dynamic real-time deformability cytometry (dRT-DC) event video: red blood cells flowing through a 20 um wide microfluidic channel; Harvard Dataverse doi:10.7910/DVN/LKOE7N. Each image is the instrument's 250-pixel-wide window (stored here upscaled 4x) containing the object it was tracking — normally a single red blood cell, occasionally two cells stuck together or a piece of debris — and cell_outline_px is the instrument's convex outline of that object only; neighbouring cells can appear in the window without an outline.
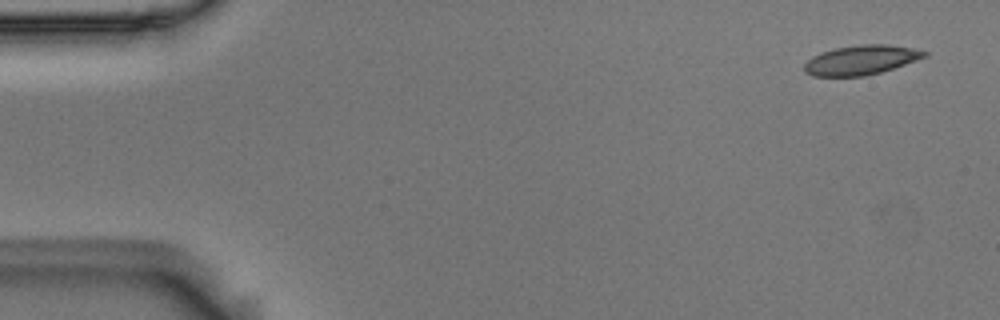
{"species": "Egyptian fruit bat (a non-hibernating species)", "species_latin": "Rousettus aegyptiacus", "temperature_condition": "room temperature", "stored_images_in_passage": 4, "camera_frame_rate_fps": 3000, "um_per_image_px": 0.085, "animal": {"sex": "male"}, "frame": {"image": 1, "passage_image": 1, "time_ms": 0.0, "image_size_px": [1000, 320], "cell_outline_px": [[928, 56], [880, 72], [864, 76], [812, 76], [804, 72], [804, 64], [812, 56], [836, 48], [860, 44], [888, 44], [912, 48], [928, 52]], "centroid_in_image_um": [73.18, 5.1], "position_along_channel_um": 11.8, "area_um2": 20.46}}
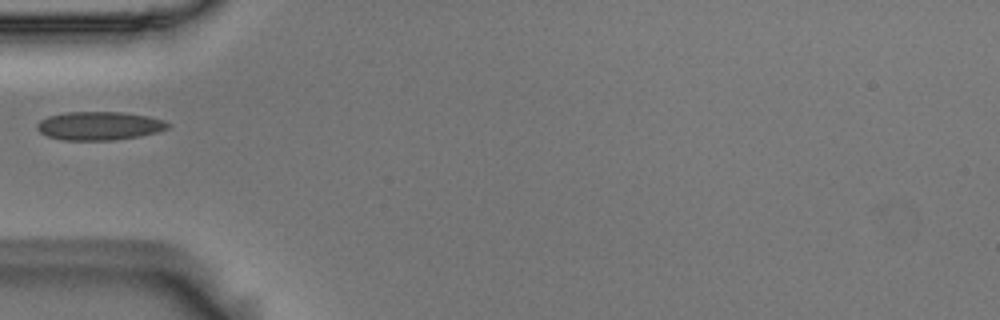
{"frame": {"image": 2, "passage_image": 4, "time_ms": 1.0, "image_size_px": [1000, 320], "cell_outline_px": [[172, 124], [168, 128], [156, 132], [140, 136], [112, 140], [64, 140], [48, 136], [40, 132], [36, 128], [36, 124], [40, 120], [48, 116], [64, 112], [120, 112], [148, 116], [164, 120]], "centroid_in_image_um": [8.43, 10.69], "position_along_channel_um": 76.6, "area_um2": 21.73}}